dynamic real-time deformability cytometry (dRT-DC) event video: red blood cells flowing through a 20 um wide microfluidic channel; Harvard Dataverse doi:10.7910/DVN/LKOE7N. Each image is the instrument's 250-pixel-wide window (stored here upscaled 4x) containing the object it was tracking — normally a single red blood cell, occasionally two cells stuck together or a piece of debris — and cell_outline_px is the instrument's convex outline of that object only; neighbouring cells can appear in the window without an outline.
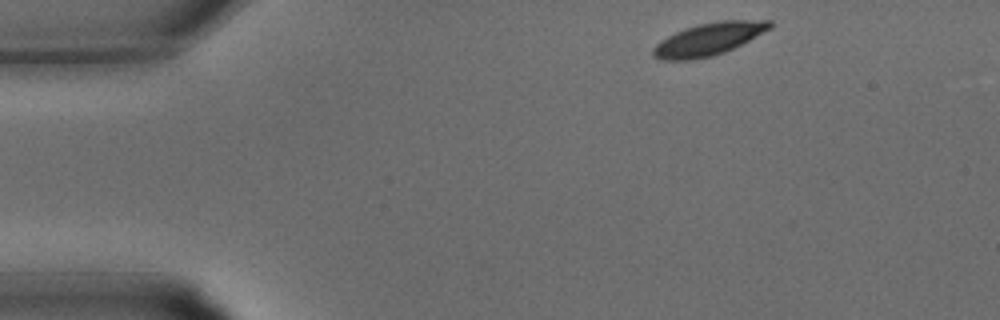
{"species": "common noctule bat (a hibernating species)", "species_latin": "Nyctalus noctula", "temperature_condition": "warm", "stored_images_in_passage": 29, "camera_frame_rate_fps": 3000, "um_per_image_px": 0.085, "animal": {"sex": "male", "body_mass_g": 15.6}, "frame": {"image": 1, "passage_image": 1, "time_ms": 0.0, "image_size_px": [1000, 320], "cell_outline_px": [[772, 28], [724, 52], [712, 56], [692, 60], [660, 60], [652, 56], [652, 48], [656, 44], [668, 36], [684, 28], [696, 24], [720, 20], [772, 20]], "centroid_in_image_um": [60.21, 3.32], "position_along_channel_um": 24.8, "area_um2": 22.08}}
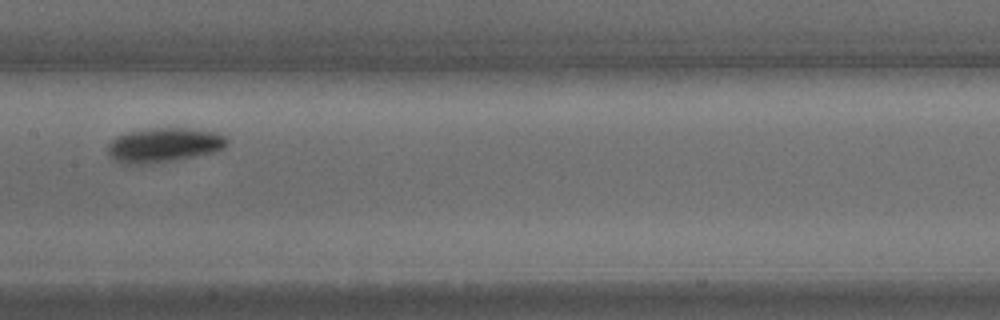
{"frame": {"image": 2, "passage_image": 13, "time_ms": 4.0, "image_size_px": [1000, 320], "cell_outline_px": [[228, 144], [224, 148], [216, 152], [196, 156], [172, 160], [140, 164], [124, 164], [108, 156], [108, 144], [116, 136], [124, 132], [148, 128], [188, 128], [220, 132], [228, 140]], "centroid_in_image_um": [13.95, 12.31], "position_along_channel_um": 193.5, "area_um2": 24.16}}
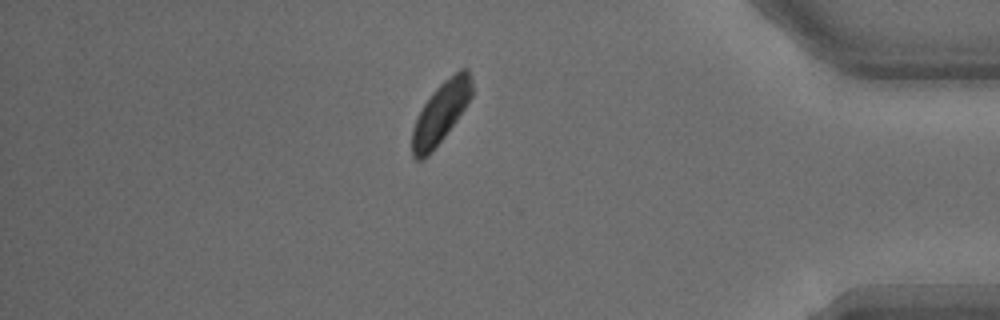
{"frame": {"image": 3, "passage_image": 25, "time_ms": 8.0, "image_size_px": [1000, 320], "cell_outline_px": [[472, 96], [456, 120], [444, 136], [428, 156], [420, 160], [416, 160], [412, 156], [412, 128], [424, 104], [432, 92], [444, 80], [460, 68], [468, 68], [472, 80]], "centroid_in_image_um": [37.47, 9.56], "position_along_channel_um": 397.7, "area_um2": 20.98}}